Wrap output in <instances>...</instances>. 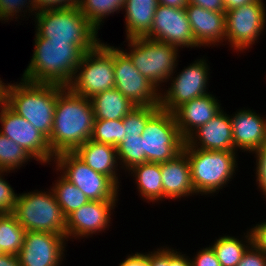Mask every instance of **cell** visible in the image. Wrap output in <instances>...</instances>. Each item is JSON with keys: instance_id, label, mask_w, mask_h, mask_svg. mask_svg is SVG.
I'll return each mask as SVG.
<instances>
[{"instance_id": "6da1fadb", "label": "cell", "mask_w": 266, "mask_h": 266, "mask_svg": "<svg viewBox=\"0 0 266 266\" xmlns=\"http://www.w3.org/2000/svg\"><path fill=\"white\" fill-rule=\"evenodd\" d=\"M94 120L91 99L64 87L57 95L53 127L48 138L53 154L74 152L91 139Z\"/></svg>"}, {"instance_id": "7a4b0ae2", "label": "cell", "mask_w": 266, "mask_h": 266, "mask_svg": "<svg viewBox=\"0 0 266 266\" xmlns=\"http://www.w3.org/2000/svg\"><path fill=\"white\" fill-rule=\"evenodd\" d=\"M34 52L22 78L28 82L68 87L84 51L68 41H48L35 33Z\"/></svg>"}, {"instance_id": "3957f363", "label": "cell", "mask_w": 266, "mask_h": 266, "mask_svg": "<svg viewBox=\"0 0 266 266\" xmlns=\"http://www.w3.org/2000/svg\"><path fill=\"white\" fill-rule=\"evenodd\" d=\"M15 83H9L6 104L49 138L53 127L57 95L64 86L33 83L23 79Z\"/></svg>"}, {"instance_id": "277c9868", "label": "cell", "mask_w": 266, "mask_h": 266, "mask_svg": "<svg viewBox=\"0 0 266 266\" xmlns=\"http://www.w3.org/2000/svg\"><path fill=\"white\" fill-rule=\"evenodd\" d=\"M34 19L36 34L48 41H68L84 52L93 50L101 42L98 30L78 6L37 11Z\"/></svg>"}, {"instance_id": "5b68a950", "label": "cell", "mask_w": 266, "mask_h": 266, "mask_svg": "<svg viewBox=\"0 0 266 266\" xmlns=\"http://www.w3.org/2000/svg\"><path fill=\"white\" fill-rule=\"evenodd\" d=\"M183 152L189 159L190 173L196 195L218 192L230 179L238 163L236 151H212L192 148L186 143ZM218 190V191H217Z\"/></svg>"}, {"instance_id": "8992f818", "label": "cell", "mask_w": 266, "mask_h": 266, "mask_svg": "<svg viewBox=\"0 0 266 266\" xmlns=\"http://www.w3.org/2000/svg\"><path fill=\"white\" fill-rule=\"evenodd\" d=\"M18 194L12 215L26 231L49 232L66 237V217L53 191Z\"/></svg>"}, {"instance_id": "52a82bcc", "label": "cell", "mask_w": 266, "mask_h": 266, "mask_svg": "<svg viewBox=\"0 0 266 266\" xmlns=\"http://www.w3.org/2000/svg\"><path fill=\"white\" fill-rule=\"evenodd\" d=\"M127 41L129 51L122 50L129 56L135 68L160 91H163L160 88L163 82H167L176 72L179 49L147 37H136Z\"/></svg>"}, {"instance_id": "ba28073f", "label": "cell", "mask_w": 266, "mask_h": 266, "mask_svg": "<svg viewBox=\"0 0 266 266\" xmlns=\"http://www.w3.org/2000/svg\"><path fill=\"white\" fill-rule=\"evenodd\" d=\"M68 87L85 98L115 88L113 46L100 42L85 52Z\"/></svg>"}, {"instance_id": "9c48e42d", "label": "cell", "mask_w": 266, "mask_h": 266, "mask_svg": "<svg viewBox=\"0 0 266 266\" xmlns=\"http://www.w3.org/2000/svg\"><path fill=\"white\" fill-rule=\"evenodd\" d=\"M141 138L147 162L154 163L174 159L185 144L174 113L161 108L148 119Z\"/></svg>"}, {"instance_id": "30bf717a", "label": "cell", "mask_w": 266, "mask_h": 266, "mask_svg": "<svg viewBox=\"0 0 266 266\" xmlns=\"http://www.w3.org/2000/svg\"><path fill=\"white\" fill-rule=\"evenodd\" d=\"M56 170L81 190L90 201L118 200V187L108 176L87 166L74 152H62L54 158Z\"/></svg>"}, {"instance_id": "8fae6325", "label": "cell", "mask_w": 266, "mask_h": 266, "mask_svg": "<svg viewBox=\"0 0 266 266\" xmlns=\"http://www.w3.org/2000/svg\"><path fill=\"white\" fill-rule=\"evenodd\" d=\"M259 0L225 12L226 40L232 50L252 48L266 23L265 4ZM251 46V47H250Z\"/></svg>"}, {"instance_id": "7c38bea8", "label": "cell", "mask_w": 266, "mask_h": 266, "mask_svg": "<svg viewBox=\"0 0 266 266\" xmlns=\"http://www.w3.org/2000/svg\"><path fill=\"white\" fill-rule=\"evenodd\" d=\"M115 88L136 106H159L160 90L133 65L129 56L113 46Z\"/></svg>"}, {"instance_id": "4fadbf2b", "label": "cell", "mask_w": 266, "mask_h": 266, "mask_svg": "<svg viewBox=\"0 0 266 266\" xmlns=\"http://www.w3.org/2000/svg\"><path fill=\"white\" fill-rule=\"evenodd\" d=\"M208 75L210 74L206 59L200 58L175 77H169L171 86L166 92H160V108L173 113L183 103L208 94Z\"/></svg>"}, {"instance_id": "5bb4252c", "label": "cell", "mask_w": 266, "mask_h": 266, "mask_svg": "<svg viewBox=\"0 0 266 266\" xmlns=\"http://www.w3.org/2000/svg\"><path fill=\"white\" fill-rule=\"evenodd\" d=\"M0 124V132L19 144L35 161L42 164L54 161L48 138L7 104L0 107Z\"/></svg>"}, {"instance_id": "9a60e30c", "label": "cell", "mask_w": 266, "mask_h": 266, "mask_svg": "<svg viewBox=\"0 0 266 266\" xmlns=\"http://www.w3.org/2000/svg\"><path fill=\"white\" fill-rule=\"evenodd\" d=\"M181 48L199 46L195 42L185 8H173L158 4L152 28L145 36Z\"/></svg>"}, {"instance_id": "2e32d148", "label": "cell", "mask_w": 266, "mask_h": 266, "mask_svg": "<svg viewBox=\"0 0 266 266\" xmlns=\"http://www.w3.org/2000/svg\"><path fill=\"white\" fill-rule=\"evenodd\" d=\"M66 237L49 232L26 231L18 259L21 266H60Z\"/></svg>"}, {"instance_id": "e0dca14e", "label": "cell", "mask_w": 266, "mask_h": 266, "mask_svg": "<svg viewBox=\"0 0 266 266\" xmlns=\"http://www.w3.org/2000/svg\"><path fill=\"white\" fill-rule=\"evenodd\" d=\"M118 200L89 201L66 218V241L88 238L110 226L112 209Z\"/></svg>"}, {"instance_id": "ac0fdd59", "label": "cell", "mask_w": 266, "mask_h": 266, "mask_svg": "<svg viewBox=\"0 0 266 266\" xmlns=\"http://www.w3.org/2000/svg\"><path fill=\"white\" fill-rule=\"evenodd\" d=\"M185 143L192 147L212 151H236L230 115L223 109L205 125L198 127L186 139Z\"/></svg>"}, {"instance_id": "d6986e66", "label": "cell", "mask_w": 266, "mask_h": 266, "mask_svg": "<svg viewBox=\"0 0 266 266\" xmlns=\"http://www.w3.org/2000/svg\"><path fill=\"white\" fill-rule=\"evenodd\" d=\"M196 44L209 47L226 41L225 12L206 10L188 3L185 7Z\"/></svg>"}, {"instance_id": "ffe728a7", "label": "cell", "mask_w": 266, "mask_h": 266, "mask_svg": "<svg viewBox=\"0 0 266 266\" xmlns=\"http://www.w3.org/2000/svg\"><path fill=\"white\" fill-rule=\"evenodd\" d=\"M230 121L236 151L254 153L266 143V119L254 110L240 109Z\"/></svg>"}, {"instance_id": "44dd1931", "label": "cell", "mask_w": 266, "mask_h": 266, "mask_svg": "<svg viewBox=\"0 0 266 266\" xmlns=\"http://www.w3.org/2000/svg\"><path fill=\"white\" fill-rule=\"evenodd\" d=\"M216 96L210 92L201 97L183 103L173 113L177 126L184 139H186L198 127L205 125L221 110V104Z\"/></svg>"}, {"instance_id": "7402d4cb", "label": "cell", "mask_w": 266, "mask_h": 266, "mask_svg": "<svg viewBox=\"0 0 266 266\" xmlns=\"http://www.w3.org/2000/svg\"><path fill=\"white\" fill-rule=\"evenodd\" d=\"M163 199H179L195 195L189 159L182 151L174 159L160 163Z\"/></svg>"}, {"instance_id": "603a6c76", "label": "cell", "mask_w": 266, "mask_h": 266, "mask_svg": "<svg viewBox=\"0 0 266 266\" xmlns=\"http://www.w3.org/2000/svg\"><path fill=\"white\" fill-rule=\"evenodd\" d=\"M74 153L87 166L98 173L108 176L119 187L121 182H119L117 176L119 161L116 147L89 139L79 146Z\"/></svg>"}, {"instance_id": "cb8c5ba5", "label": "cell", "mask_w": 266, "mask_h": 266, "mask_svg": "<svg viewBox=\"0 0 266 266\" xmlns=\"http://www.w3.org/2000/svg\"><path fill=\"white\" fill-rule=\"evenodd\" d=\"M158 0H126V39L145 37L152 28Z\"/></svg>"}, {"instance_id": "d4e9b609", "label": "cell", "mask_w": 266, "mask_h": 266, "mask_svg": "<svg viewBox=\"0 0 266 266\" xmlns=\"http://www.w3.org/2000/svg\"><path fill=\"white\" fill-rule=\"evenodd\" d=\"M91 99L95 120L123 119L136 107L116 88L95 94Z\"/></svg>"}, {"instance_id": "484cf974", "label": "cell", "mask_w": 266, "mask_h": 266, "mask_svg": "<svg viewBox=\"0 0 266 266\" xmlns=\"http://www.w3.org/2000/svg\"><path fill=\"white\" fill-rule=\"evenodd\" d=\"M133 174L141 198H145L148 203L158 202L163 199L162 175L160 163L145 162L134 166L128 171Z\"/></svg>"}, {"instance_id": "4316f807", "label": "cell", "mask_w": 266, "mask_h": 266, "mask_svg": "<svg viewBox=\"0 0 266 266\" xmlns=\"http://www.w3.org/2000/svg\"><path fill=\"white\" fill-rule=\"evenodd\" d=\"M247 243V244H246ZM252 244L250 230L247 231L244 240L234 236H221L211 245L221 266H236Z\"/></svg>"}, {"instance_id": "83f0119b", "label": "cell", "mask_w": 266, "mask_h": 266, "mask_svg": "<svg viewBox=\"0 0 266 266\" xmlns=\"http://www.w3.org/2000/svg\"><path fill=\"white\" fill-rule=\"evenodd\" d=\"M55 181L51 188L57 203L60 205L64 216L67 218L75 210L79 209L90 200L73 183L69 182L62 175Z\"/></svg>"}, {"instance_id": "f1b7e54d", "label": "cell", "mask_w": 266, "mask_h": 266, "mask_svg": "<svg viewBox=\"0 0 266 266\" xmlns=\"http://www.w3.org/2000/svg\"><path fill=\"white\" fill-rule=\"evenodd\" d=\"M26 230L12 214H0V250L4 254L18 255Z\"/></svg>"}, {"instance_id": "f546056e", "label": "cell", "mask_w": 266, "mask_h": 266, "mask_svg": "<svg viewBox=\"0 0 266 266\" xmlns=\"http://www.w3.org/2000/svg\"><path fill=\"white\" fill-rule=\"evenodd\" d=\"M125 2L126 0H79L78 8L88 21L99 30L106 16L108 18L111 13L123 11Z\"/></svg>"}, {"instance_id": "4dcf8cb0", "label": "cell", "mask_w": 266, "mask_h": 266, "mask_svg": "<svg viewBox=\"0 0 266 266\" xmlns=\"http://www.w3.org/2000/svg\"><path fill=\"white\" fill-rule=\"evenodd\" d=\"M32 157L16 142L0 132V170L11 172L30 162Z\"/></svg>"}, {"instance_id": "1f68e13d", "label": "cell", "mask_w": 266, "mask_h": 266, "mask_svg": "<svg viewBox=\"0 0 266 266\" xmlns=\"http://www.w3.org/2000/svg\"><path fill=\"white\" fill-rule=\"evenodd\" d=\"M121 168L129 171L134 166L147 162L141 137H127L116 147Z\"/></svg>"}, {"instance_id": "d6a6232c", "label": "cell", "mask_w": 266, "mask_h": 266, "mask_svg": "<svg viewBox=\"0 0 266 266\" xmlns=\"http://www.w3.org/2000/svg\"><path fill=\"white\" fill-rule=\"evenodd\" d=\"M160 106H136L123 120V139L127 137H141L148 119Z\"/></svg>"}, {"instance_id": "836d02e7", "label": "cell", "mask_w": 266, "mask_h": 266, "mask_svg": "<svg viewBox=\"0 0 266 266\" xmlns=\"http://www.w3.org/2000/svg\"><path fill=\"white\" fill-rule=\"evenodd\" d=\"M91 140L117 147L123 141V120H94Z\"/></svg>"}, {"instance_id": "e575fe53", "label": "cell", "mask_w": 266, "mask_h": 266, "mask_svg": "<svg viewBox=\"0 0 266 266\" xmlns=\"http://www.w3.org/2000/svg\"><path fill=\"white\" fill-rule=\"evenodd\" d=\"M23 7L24 8L26 7L25 8L26 10L25 9L23 10ZM24 11L26 13H27V11L29 13L30 12L32 13L34 11L33 15L35 16L36 8H35V5L33 3V0H0V20L1 21L8 22L9 18H10V20L11 19L13 20L15 15H16L15 19H17L18 18L17 15L21 16V15H19V13L21 14L23 12L24 14H26Z\"/></svg>"}, {"instance_id": "d590c367", "label": "cell", "mask_w": 266, "mask_h": 266, "mask_svg": "<svg viewBox=\"0 0 266 266\" xmlns=\"http://www.w3.org/2000/svg\"><path fill=\"white\" fill-rule=\"evenodd\" d=\"M5 172L6 174L10 173L0 170V214H12L18 194L14 192L11 185L5 180Z\"/></svg>"}, {"instance_id": "8d00e7d4", "label": "cell", "mask_w": 266, "mask_h": 266, "mask_svg": "<svg viewBox=\"0 0 266 266\" xmlns=\"http://www.w3.org/2000/svg\"><path fill=\"white\" fill-rule=\"evenodd\" d=\"M253 154L256 155V182L266 198V143Z\"/></svg>"}, {"instance_id": "74e56055", "label": "cell", "mask_w": 266, "mask_h": 266, "mask_svg": "<svg viewBox=\"0 0 266 266\" xmlns=\"http://www.w3.org/2000/svg\"><path fill=\"white\" fill-rule=\"evenodd\" d=\"M236 266H266V255L251 244Z\"/></svg>"}, {"instance_id": "f35d334b", "label": "cell", "mask_w": 266, "mask_h": 266, "mask_svg": "<svg viewBox=\"0 0 266 266\" xmlns=\"http://www.w3.org/2000/svg\"><path fill=\"white\" fill-rule=\"evenodd\" d=\"M192 266H221L217 256L209 245L197 252L196 256L191 259Z\"/></svg>"}, {"instance_id": "ab89813d", "label": "cell", "mask_w": 266, "mask_h": 266, "mask_svg": "<svg viewBox=\"0 0 266 266\" xmlns=\"http://www.w3.org/2000/svg\"><path fill=\"white\" fill-rule=\"evenodd\" d=\"M37 11L62 9L78 6L79 0H33Z\"/></svg>"}, {"instance_id": "60d3db41", "label": "cell", "mask_w": 266, "mask_h": 266, "mask_svg": "<svg viewBox=\"0 0 266 266\" xmlns=\"http://www.w3.org/2000/svg\"><path fill=\"white\" fill-rule=\"evenodd\" d=\"M252 237V244L266 255V222L256 224L249 229Z\"/></svg>"}, {"instance_id": "b9f144b4", "label": "cell", "mask_w": 266, "mask_h": 266, "mask_svg": "<svg viewBox=\"0 0 266 266\" xmlns=\"http://www.w3.org/2000/svg\"><path fill=\"white\" fill-rule=\"evenodd\" d=\"M149 266H169V247L148 253Z\"/></svg>"}, {"instance_id": "7bdbcfd3", "label": "cell", "mask_w": 266, "mask_h": 266, "mask_svg": "<svg viewBox=\"0 0 266 266\" xmlns=\"http://www.w3.org/2000/svg\"><path fill=\"white\" fill-rule=\"evenodd\" d=\"M189 3L206 10L225 12L223 0H189Z\"/></svg>"}, {"instance_id": "ee69618b", "label": "cell", "mask_w": 266, "mask_h": 266, "mask_svg": "<svg viewBox=\"0 0 266 266\" xmlns=\"http://www.w3.org/2000/svg\"><path fill=\"white\" fill-rule=\"evenodd\" d=\"M119 266H149L148 253L136 252L133 255H127V258L120 262Z\"/></svg>"}, {"instance_id": "f6af8a7d", "label": "cell", "mask_w": 266, "mask_h": 266, "mask_svg": "<svg viewBox=\"0 0 266 266\" xmlns=\"http://www.w3.org/2000/svg\"><path fill=\"white\" fill-rule=\"evenodd\" d=\"M188 257L186 254L169 248V266H192L191 258Z\"/></svg>"}, {"instance_id": "bcb514c9", "label": "cell", "mask_w": 266, "mask_h": 266, "mask_svg": "<svg viewBox=\"0 0 266 266\" xmlns=\"http://www.w3.org/2000/svg\"><path fill=\"white\" fill-rule=\"evenodd\" d=\"M0 266H21L18 256L13 254H1Z\"/></svg>"}, {"instance_id": "7dc6e473", "label": "cell", "mask_w": 266, "mask_h": 266, "mask_svg": "<svg viewBox=\"0 0 266 266\" xmlns=\"http://www.w3.org/2000/svg\"><path fill=\"white\" fill-rule=\"evenodd\" d=\"M225 12L259 0H223Z\"/></svg>"}, {"instance_id": "c3c4849f", "label": "cell", "mask_w": 266, "mask_h": 266, "mask_svg": "<svg viewBox=\"0 0 266 266\" xmlns=\"http://www.w3.org/2000/svg\"><path fill=\"white\" fill-rule=\"evenodd\" d=\"M189 0H158V4L173 8H185Z\"/></svg>"}, {"instance_id": "681fc988", "label": "cell", "mask_w": 266, "mask_h": 266, "mask_svg": "<svg viewBox=\"0 0 266 266\" xmlns=\"http://www.w3.org/2000/svg\"><path fill=\"white\" fill-rule=\"evenodd\" d=\"M9 84L6 85L0 78V107L7 103Z\"/></svg>"}]
</instances>
